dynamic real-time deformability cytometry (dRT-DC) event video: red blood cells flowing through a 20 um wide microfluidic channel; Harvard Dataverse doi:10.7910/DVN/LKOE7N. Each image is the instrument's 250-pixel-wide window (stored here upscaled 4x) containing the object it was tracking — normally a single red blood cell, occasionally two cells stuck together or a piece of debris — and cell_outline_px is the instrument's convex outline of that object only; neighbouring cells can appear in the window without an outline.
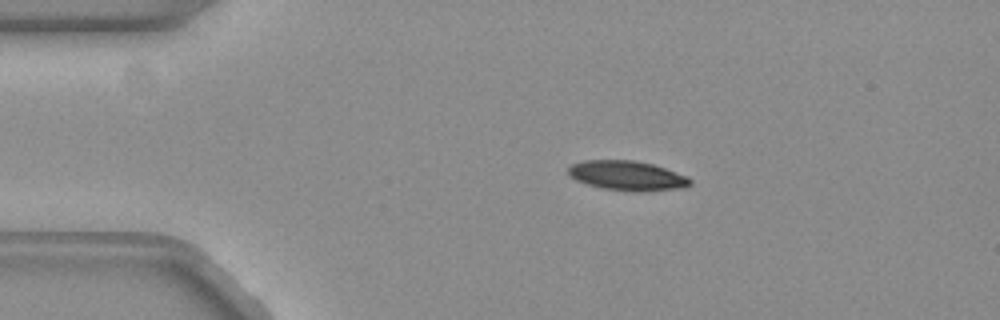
{"species": "common noctule bat (a hibernating species)", "species_latin": "Nyctalus noctula", "temperature_condition": "warm", "stored_images_in_passage": 53, "camera_frame_rate_fps": 3000, "um_per_image_px": 0.085, "animal": {"sex": "female", "body_mass_g": 19.3, "forearm_length_mm": 54.1}, "frame": {"image": 1, "passage_image": 10, "time_ms": 3.0, "image_size_px": [1000, 320], "cell_outline_px": [[692, 184], [684, 188], [636, 192], [632, 192], [600, 188], [576, 180], [568, 176], [568, 168], [572, 164], [584, 160], [632, 160], [652, 164], [688, 176], [692, 180]], "centroid_in_image_um": [53.31, 14.94], "position_along_channel_um": 31.7, "area_um2": 21.21}}
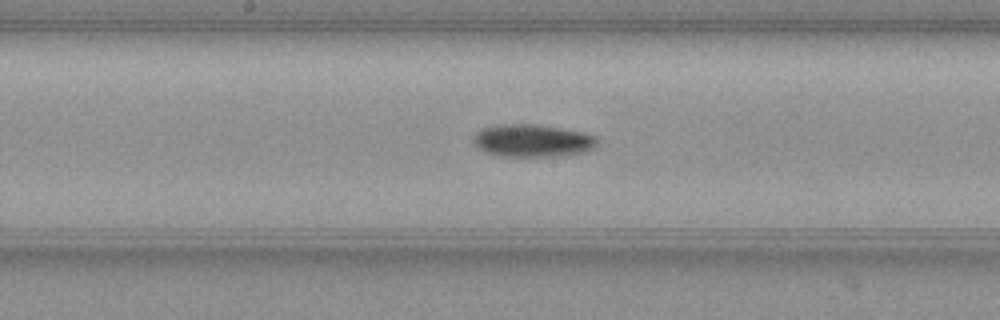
{"frame": {"image": 2, "passage_image": 27, "time_ms": 8.667, "image_size_px": [1000, 320], "cell_outline_px": [[596, 144], [592, 148], [584, 152], [560, 156], [500, 156], [484, 152], [476, 148], [472, 140], [476, 132], [484, 128], [500, 124], [536, 124], [584, 132], [596, 136]], "centroid_in_image_um": [45.22, 11.95], "position_along_channel_um": 203.0, "area_um2": 23.58}}
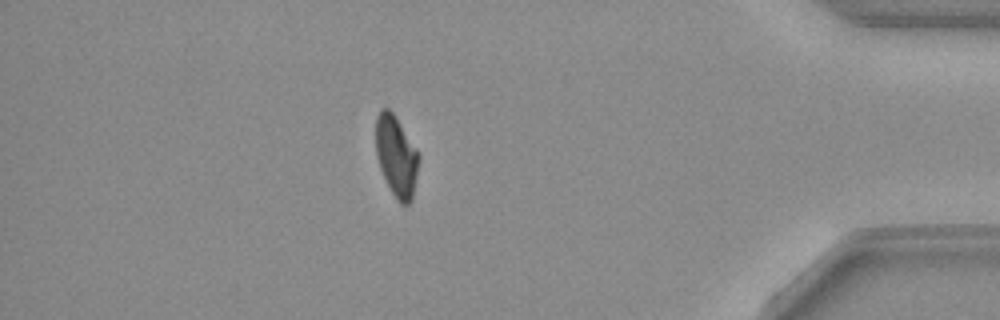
{"frame": {"image": 3, "passage_image": 46, "time_ms": 15.0, "image_size_px": [1000, 320], "cell_outline_px": [[420, 156], [412, 200], [408, 204], [400, 204], [396, 200], [380, 168], [376, 156], [376, 116], [380, 108], [388, 108], [392, 112]], "centroid_in_image_um": [33.67, 13.29], "position_along_channel_um": 401.5, "area_um2": 19.94}, "authors_computed_cell_mechanics": {"area_um2": 21.8484, "velocity_mm_per_s": 3.8461, "shape_relaxation_time_tau1_ms": 7.2081, "shape_relaxation_time_tau2_ms": null, "deformation_change_tau1": 0.1919, "deformation_change_tau2": null}}